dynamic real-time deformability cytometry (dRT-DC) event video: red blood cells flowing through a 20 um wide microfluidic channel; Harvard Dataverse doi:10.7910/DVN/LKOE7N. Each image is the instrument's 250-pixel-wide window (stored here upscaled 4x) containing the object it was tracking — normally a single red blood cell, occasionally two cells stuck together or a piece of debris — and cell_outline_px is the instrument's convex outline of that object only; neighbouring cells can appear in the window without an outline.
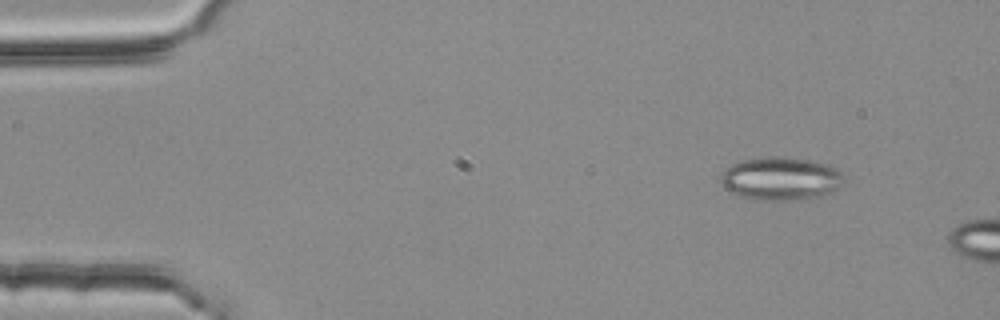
{"species": "common noctule bat (a hibernating species)", "species_latin": "Nyctalus noctula", "temperature_condition": "room temperature", "stored_images_in_passage": 10, "camera_frame_rate_fps": 3000, "um_per_image_px": 0.085, "animal": {"sex": "female", "body_mass_g": 25.1}, "frame": {"image": 1, "passage_image": 5, "time_ms": 1.333, "image_size_px": [1000, 320], "cell_outline_px": [[844, 180], [832, 192], [820, 196], [784, 200], [748, 200], [724, 188], [720, 180], [720, 176], [732, 164], [744, 160], [768, 156], [776, 156], [808, 160], [824, 164], [840, 172]], "centroid_in_image_um": [66.3, 15.19], "position_along_channel_um": 18.7, "area_um2": 30.46}}